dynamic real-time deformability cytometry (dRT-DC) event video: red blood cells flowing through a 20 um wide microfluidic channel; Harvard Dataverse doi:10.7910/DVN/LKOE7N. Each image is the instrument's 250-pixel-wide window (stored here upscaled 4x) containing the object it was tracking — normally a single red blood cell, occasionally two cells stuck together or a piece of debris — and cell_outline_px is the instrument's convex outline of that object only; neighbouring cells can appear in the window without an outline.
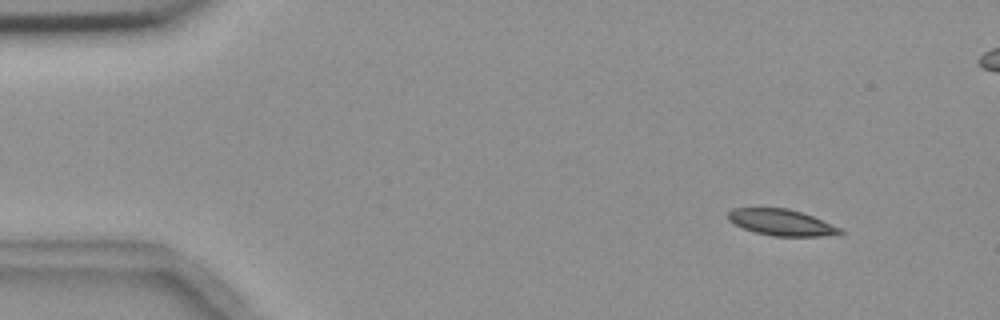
{"species": "common noctule bat (a hibernating species)", "species_latin": "Nyctalus noctula", "temperature_condition": "room temperature", "stored_images_in_passage": 4, "camera_frame_rate_fps": 3000, "um_per_image_px": 0.085, "animal": {"sex": "female", "body_mass_g": 18.4}, "frame": {"image": 1, "passage_image": 1, "time_ms": 0.0, "image_size_px": [1000, 320], "cell_outline_px": [[844, 232], [840, 236], [772, 236], [756, 232], [744, 228], [728, 220], [728, 212], [732, 208], [788, 208], [812, 216], [840, 228]], "centroid_in_image_um": [66.45, 18.91], "position_along_channel_um": 18.5, "area_um2": 17.05}}